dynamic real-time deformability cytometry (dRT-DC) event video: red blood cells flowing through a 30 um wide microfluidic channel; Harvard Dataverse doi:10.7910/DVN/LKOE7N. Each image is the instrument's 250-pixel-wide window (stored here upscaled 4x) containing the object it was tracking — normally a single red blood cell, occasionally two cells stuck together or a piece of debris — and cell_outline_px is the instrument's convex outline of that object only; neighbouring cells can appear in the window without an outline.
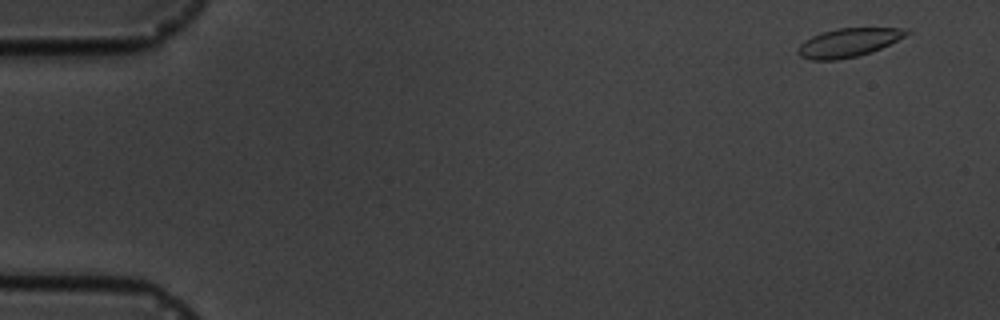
{"species": "common noctule bat (a hibernating species)", "species_latin": "Nyctalus noctula", "temperature_condition": "cold", "stored_images_in_passage": 4, "camera_frame_rate_fps": 3000, "um_per_image_px": 0.085, "animal": {"sex": "male", "body_mass_g": 19.5, "forearm_length_mm": 54.6}, "frame": {"image": 1, "passage_image": 1, "time_ms": 0.0, "image_size_px": [1000, 320], "cell_outline_px": [[912, 32], [880, 48], [856, 56], [836, 60], [812, 60], [800, 56], [796, 52], [800, 44], [804, 40], [820, 32], [836, 28], [908, 28]], "centroid_in_image_um": [72.07, 3.61], "position_along_channel_um": 12.9, "area_um2": 17.98}}
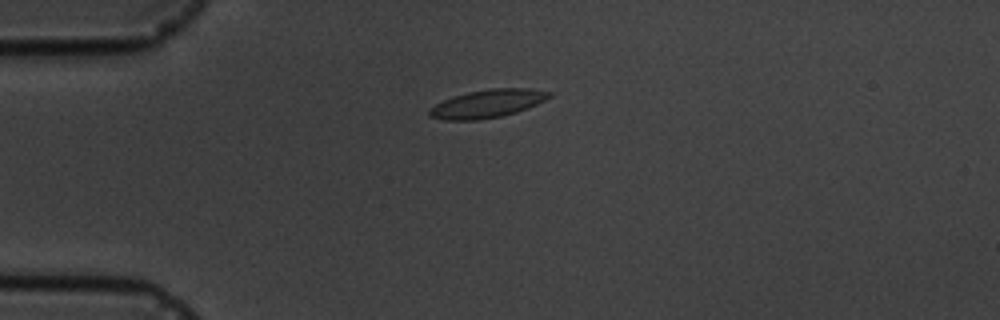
{"frame": {"image": 2, "passage_image": 4, "time_ms": 3.667, "image_size_px": [1000, 320], "cell_outline_px": [[552, 96], [528, 108], [516, 112], [500, 116], [476, 120], [444, 120], [428, 116], [428, 112], [436, 104], [452, 96], [468, 92], [488, 88], [532, 88], [552, 92]], "centroid_in_image_um": [41.45, 8.8], "position_along_channel_um": 43.6, "area_um2": 19.59}}